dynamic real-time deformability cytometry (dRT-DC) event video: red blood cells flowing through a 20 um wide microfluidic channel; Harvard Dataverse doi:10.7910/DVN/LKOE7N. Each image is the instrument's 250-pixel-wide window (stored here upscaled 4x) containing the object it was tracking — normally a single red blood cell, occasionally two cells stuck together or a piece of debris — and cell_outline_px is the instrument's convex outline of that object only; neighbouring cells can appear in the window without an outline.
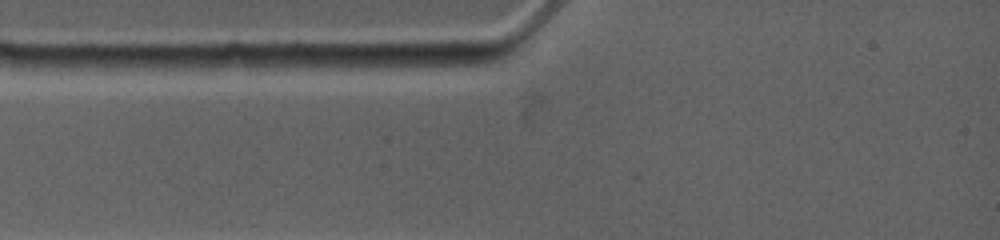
{"species": "common noctule bat (a hibernating species)", "species_latin": "Nyctalus noctula", "temperature_condition": "warm", "stored_images_in_passage": 4, "camera_frame_rate_fps": 4500, "um_per_image_px": 0.085, "animal": {"sex": "female", "body_mass_g": 19.0, "forearm_length_mm": 53.3}, "frame": {"image": 1, "passage_image": 4, "time_ms": 1.778, "image_size_px": [1000, 240], "cell_outline_px": [[396, 64], [320, 72], [284, 72], [276, 68], [280, 64], [300, 56], [384, 56]], "centroid_in_image_um": [28.2, 5.38], "position_along_channel_um": 56.8, "area_um2": 10.35}}